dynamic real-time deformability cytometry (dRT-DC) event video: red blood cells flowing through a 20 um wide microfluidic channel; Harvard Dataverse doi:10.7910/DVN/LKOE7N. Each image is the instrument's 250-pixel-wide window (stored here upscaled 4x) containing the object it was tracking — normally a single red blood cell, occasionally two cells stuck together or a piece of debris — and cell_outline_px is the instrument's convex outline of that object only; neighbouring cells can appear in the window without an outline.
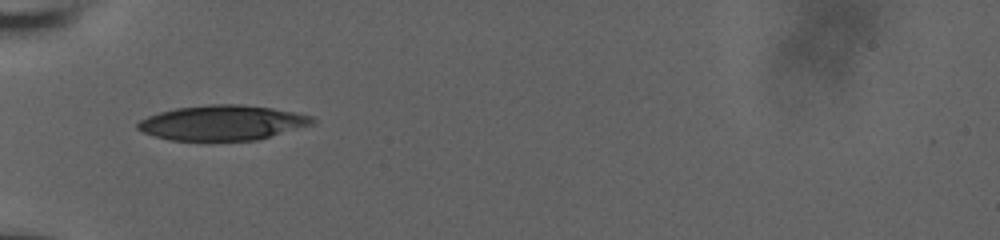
{"species": "human", "species_latin": "Homo sapiens", "temperature_condition": "room temperature", "stored_images_in_passage": 36, "camera_frame_rate_fps": 3000, "um_per_image_px": 0.085, "donor": {"sex": "male"}, "frame": {"image": 1, "passage_image": 1, "time_ms": 0.0, "image_size_px": [1000, 240], "cell_outline_px": [[316, 120], [312, 124], [256, 140], [172, 140], [156, 136], [144, 132], [136, 128], [136, 124], [140, 120], [148, 116], [160, 112], [176, 108], [208, 104], [240, 104], [272, 108], [296, 112], [312, 116]], "centroid_in_image_um": [18.9, 10.42], "position_along_channel_um": 66.1, "area_um2": 35.32}}
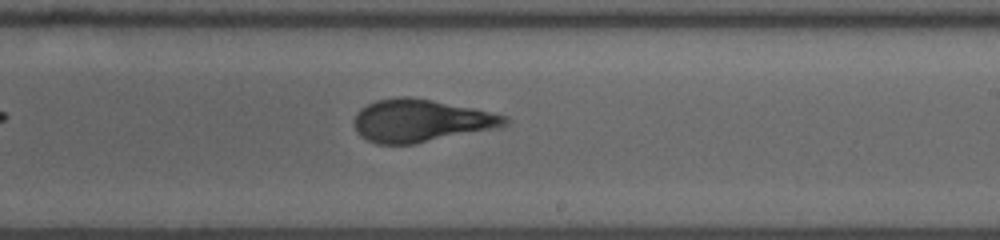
{"frame": {"image": 2, "passage_image": 16, "time_ms": 5.0, "image_size_px": [1000, 240], "cell_outline_px": [[508, 124], [500, 128], [412, 144], [376, 144], [360, 136], [356, 132], [352, 124], [352, 120], [356, 112], [360, 108], [376, 100], [400, 96], [408, 96], [432, 100], [472, 108], [508, 116]], "centroid_in_image_um": [35.73, 10.26], "position_along_channel_um": 253.3, "area_um2": 37.69}}
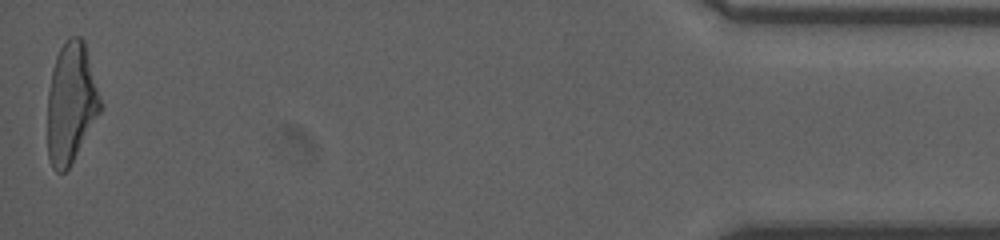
{"frame": {"image": 3, "passage_image": 36, "time_ms": 11.667, "image_size_px": [1000, 240], "cell_outline_px": [[104, 108], [68, 168], [64, 172], [56, 172], [52, 168], [48, 160], [48, 92], [52, 68], [56, 56], [60, 48], [68, 36], [80, 36], [84, 40], [104, 104]], "centroid_in_image_um": [6.07, 8.74], "position_along_channel_um": 429.1, "area_um2": 37.74}, "authors_computed_cell_mechanics": {"area_um2": 37.4255, "velocity_mm_per_s": 3.8518, "shape_relaxation_time_tau1_ms": 8.3511, "shape_relaxation_time_tau2_ms": 0.9914, "deformation_change_tau1": 0.253, "deformation_change_tau2": 0.0754}}